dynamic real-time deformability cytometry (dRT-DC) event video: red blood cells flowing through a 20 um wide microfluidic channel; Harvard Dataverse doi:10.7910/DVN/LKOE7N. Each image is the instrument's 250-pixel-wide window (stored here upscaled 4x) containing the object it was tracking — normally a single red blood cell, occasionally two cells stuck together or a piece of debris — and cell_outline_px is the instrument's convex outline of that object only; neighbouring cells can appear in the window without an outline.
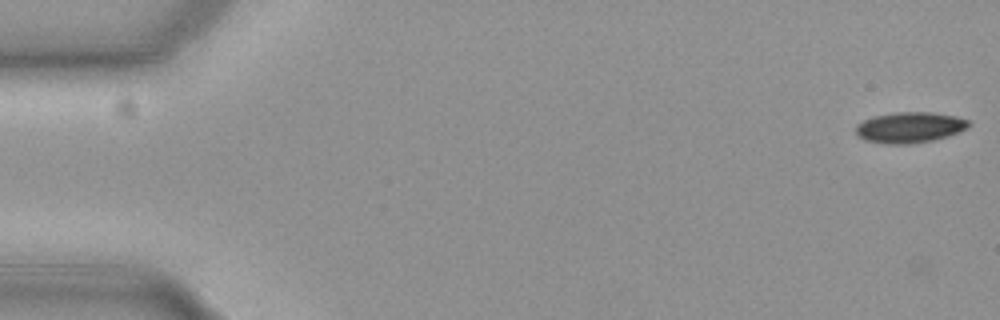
{"species": "common noctule bat (a hibernating species)", "species_latin": "Nyctalus noctula", "temperature_condition": "cold", "stored_images_in_passage": 17, "camera_frame_rate_fps": 3000, "um_per_image_px": 0.085, "animal": {"sex": "female", "body_mass_g": 19.3, "forearm_length_mm": 54.1}, "frame": {"image": 1, "passage_image": 1, "time_ms": 0.0, "image_size_px": [1000, 320], "cell_outline_px": [[972, 124], [968, 128], [960, 132], [948, 136], [932, 140], [912, 144], [884, 144], [864, 140], [856, 132], [856, 124], [872, 116], [896, 112], [932, 112], [956, 116], [968, 120]], "centroid_in_image_um": [77.35, 10.83], "position_along_channel_um": 7.7, "area_um2": 20.46}}
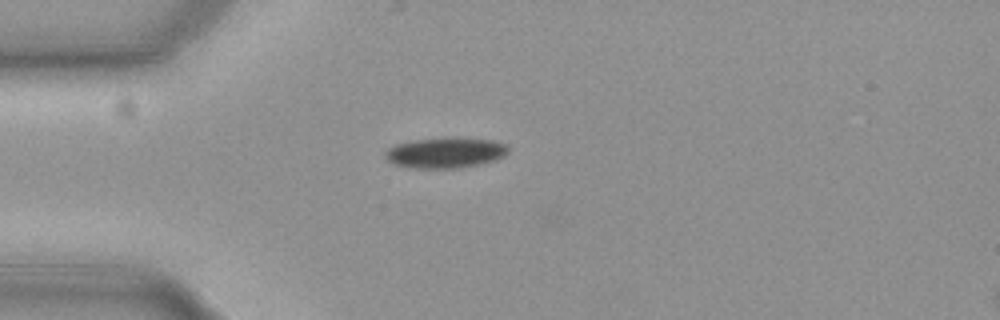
{"frame": {"image": 2, "passage_image": 15, "time_ms": 4.667, "image_size_px": [1000, 320], "cell_outline_px": [[508, 152], [504, 156], [480, 164], [460, 168], [412, 168], [392, 164], [384, 156], [384, 152], [388, 148], [396, 144], [416, 140], [492, 140], [504, 144], [508, 148]], "centroid_in_image_um": [37.79, 13.03], "position_along_channel_um": 47.2, "area_um2": 20.98}}